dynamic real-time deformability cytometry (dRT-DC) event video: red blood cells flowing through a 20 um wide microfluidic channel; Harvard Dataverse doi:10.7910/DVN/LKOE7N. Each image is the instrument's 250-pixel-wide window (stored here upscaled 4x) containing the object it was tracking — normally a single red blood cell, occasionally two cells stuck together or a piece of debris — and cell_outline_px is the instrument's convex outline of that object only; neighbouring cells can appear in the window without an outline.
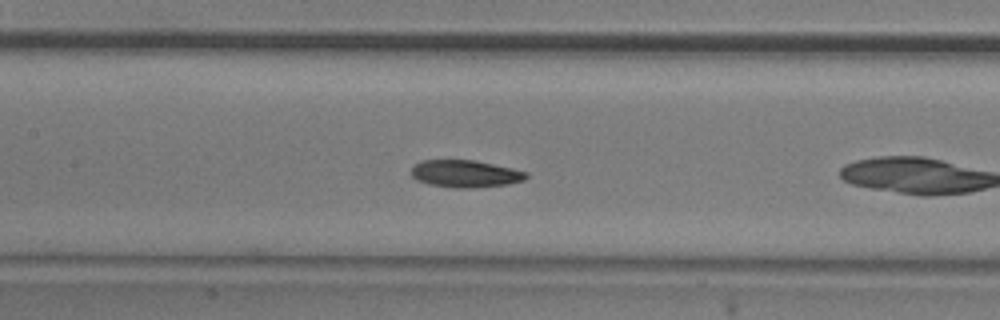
{"species": "common noctule bat (a hibernating species)", "species_latin": "Nyctalus noctula", "temperature_condition": "room temperature", "stored_images_in_passage": 11, "camera_frame_rate_fps": 3000, "um_per_image_px": 0.085, "animal": {"sex": "male", "body_mass_g": 20.5, "forearm_length_mm": 52.5}, "frame": {"image": 1, "passage_image": 10, "time_ms": 3.0, "image_size_px": [1000, 320], "cell_outline_px": [[528, 176], [524, 180], [508, 184], [472, 188], [452, 188], [428, 184], [416, 180], [412, 176], [412, 168], [420, 160], [476, 160], [512, 168], [528, 172]], "centroid_in_image_um": [39.55, 14.77], "position_along_channel_um": 167.8, "area_um2": 18.38}}